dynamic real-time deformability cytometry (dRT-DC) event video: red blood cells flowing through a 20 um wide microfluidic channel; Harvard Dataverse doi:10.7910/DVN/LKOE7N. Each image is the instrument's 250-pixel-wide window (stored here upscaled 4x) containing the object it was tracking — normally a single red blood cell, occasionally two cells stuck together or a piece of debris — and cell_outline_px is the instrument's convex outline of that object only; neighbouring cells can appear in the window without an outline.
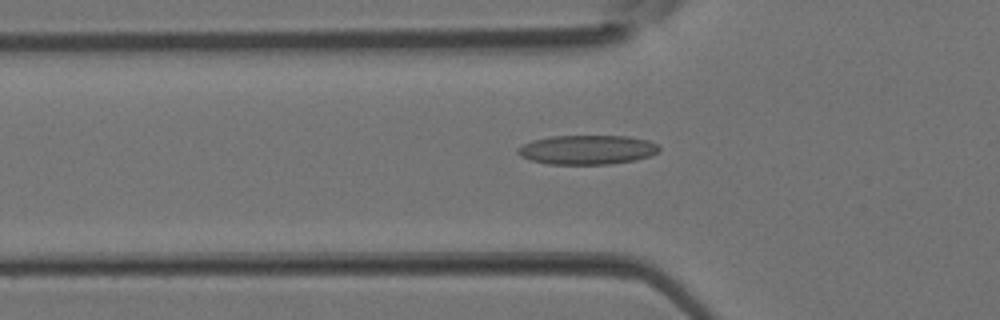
{"species": "Egyptian fruit bat (a non-hibernating species)", "species_latin": "Rousettus aegyptiacus", "temperature_condition": "room temperature", "stored_images_in_passage": 4, "camera_frame_rate_fps": 3000, "um_per_image_px": 0.085, "animal": {"sex": "female"}, "frame": {"image": 1, "passage_image": 4, "time_ms": 1.0, "image_size_px": [1000, 320], "cell_outline_px": [[660, 148], [656, 152], [648, 156], [636, 160], [608, 164], [548, 164], [532, 160], [520, 156], [516, 152], [516, 148], [532, 140], [552, 136], [628, 136], [648, 140], [656, 144]], "centroid_in_image_um": [49.88, 12.72], "position_along_channel_um": 75.9, "area_um2": 24.04}}